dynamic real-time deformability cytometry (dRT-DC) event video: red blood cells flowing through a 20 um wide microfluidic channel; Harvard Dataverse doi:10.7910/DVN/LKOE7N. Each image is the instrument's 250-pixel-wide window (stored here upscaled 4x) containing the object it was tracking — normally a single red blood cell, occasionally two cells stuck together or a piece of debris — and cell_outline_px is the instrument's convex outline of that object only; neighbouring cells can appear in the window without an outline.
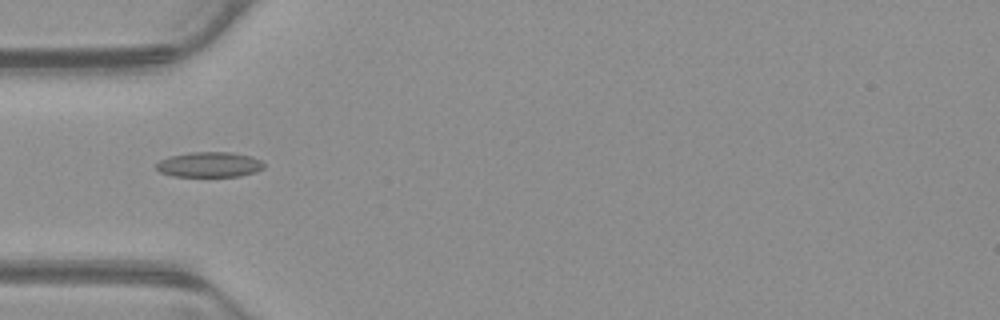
{"species": "common noctule bat (a hibernating species)", "species_latin": "Nyctalus noctula", "temperature_condition": "warm", "stored_images_in_passage": 37, "camera_frame_rate_fps": 3000, "um_per_image_px": 0.085, "animal": {"sex": "male", "body_mass_g": 23.1, "forearm_length_mm": 52.7}, "frame": {"image": 1, "passage_image": 1, "time_ms": 0.0, "image_size_px": [1000, 320], "cell_outline_px": [[264, 168], [256, 172], [240, 176], [172, 176], [160, 172], [156, 168], [156, 164], [160, 160], [168, 156], [188, 152], [232, 152], [252, 156], [260, 160], [264, 164]], "centroid_in_image_um": [17.8, 13.98], "position_along_channel_um": 67.2, "area_um2": 15.95}}
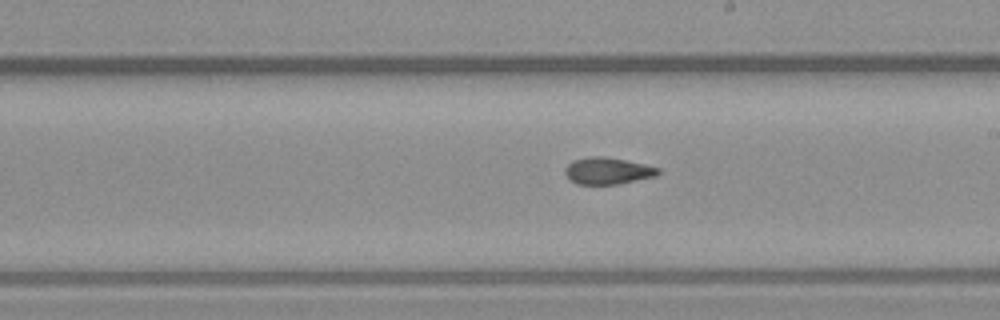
{"frame": {"image": 2, "passage_image": 14, "time_ms": 4.333, "image_size_px": [1000, 320], "cell_outline_px": [[660, 172], [656, 176], [616, 184], [576, 184], [568, 180], [564, 172], [564, 168], [572, 160], [592, 156], [604, 156], [644, 164], [660, 168]], "centroid_in_image_um": [51.6, 14.52], "position_along_channel_um": 237.4, "area_um2": 14.57}}
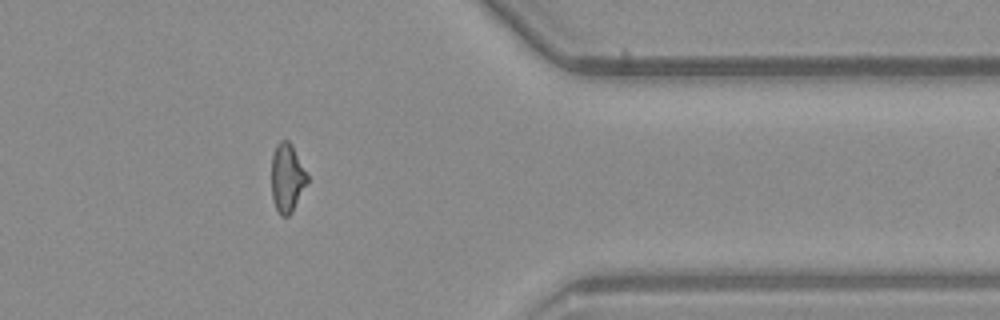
{"frame": {"image": 3, "passage_image": 27, "time_ms": 8.667, "image_size_px": [1000, 320], "cell_outline_px": [[308, 184], [292, 212], [288, 216], [280, 216], [276, 208], [272, 196], [272, 156], [276, 144], [280, 140], [288, 140], [292, 144], [308, 176]], "centroid_in_image_um": [24.42, 15.12], "position_along_channel_um": 387.0, "area_um2": 14.39}, "authors_computed_cell_mechanics": {"area_um2": 14.6234, "velocity_mm_per_s": 3.9054, "shape_relaxation_time_tau1_ms": null, "shape_relaxation_time_tau2_ms": 3.9236, "deformation_change_tau1": null, "deformation_change_tau2": 0.1025}}